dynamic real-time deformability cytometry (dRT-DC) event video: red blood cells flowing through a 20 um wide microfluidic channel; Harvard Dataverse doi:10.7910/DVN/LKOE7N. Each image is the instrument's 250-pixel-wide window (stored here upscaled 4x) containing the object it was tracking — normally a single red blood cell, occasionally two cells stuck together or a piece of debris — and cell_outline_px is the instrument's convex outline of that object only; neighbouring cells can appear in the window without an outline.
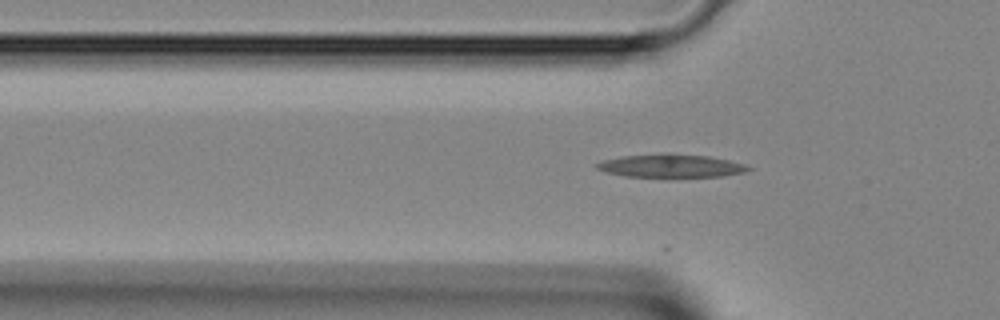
{"species": "Egyptian fruit bat (a non-hibernating species)", "species_latin": "Rousettus aegyptiacus", "temperature_condition": "room temperature", "stored_images_in_passage": 16, "camera_frame_rate_fps": 3000, "um_per_image_px": 0.085, "animal": {"sex": "female"}, "frame": {"image": 1, "passage_image": 12, "time_ms": 3.667, "image_size_px": [1000, 320], "cell_outline_px": [[756, 168], [744, 172], [724, 176], [624, 176], [608, 172], [596, 168], [596, 164], [604, 160], [624, 156], [668, 152], [708, 156], [728, 160], [744, 164]], "centroid_in_image_um": [57.09, 14.07], "position_along_channel_um": 68.7, "area_um2": 20.29}}
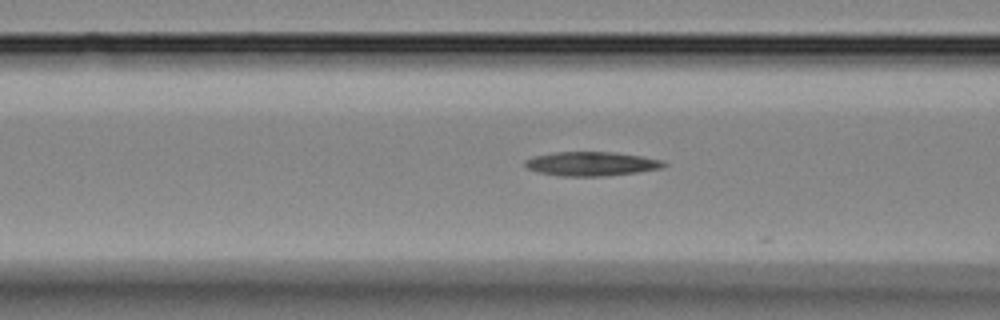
{"frame": {"image": 2, "passage_image": 15, "time_ms": 4.667, "image_size_px": [1000, 320], "cell_outline_px": [[668, 164], [660, 168], [636, 172], [600, 176], [560, 176], [540, 172], [528, 168], [524, 164], [524, 160], [532, 156], [556, 152], [616, 152], [640, 156], [660, 160]], "centroid_in_image_um": [50.22, 13.91], "position_along_channel_um": 116.4, "area_um2": 19.25}}